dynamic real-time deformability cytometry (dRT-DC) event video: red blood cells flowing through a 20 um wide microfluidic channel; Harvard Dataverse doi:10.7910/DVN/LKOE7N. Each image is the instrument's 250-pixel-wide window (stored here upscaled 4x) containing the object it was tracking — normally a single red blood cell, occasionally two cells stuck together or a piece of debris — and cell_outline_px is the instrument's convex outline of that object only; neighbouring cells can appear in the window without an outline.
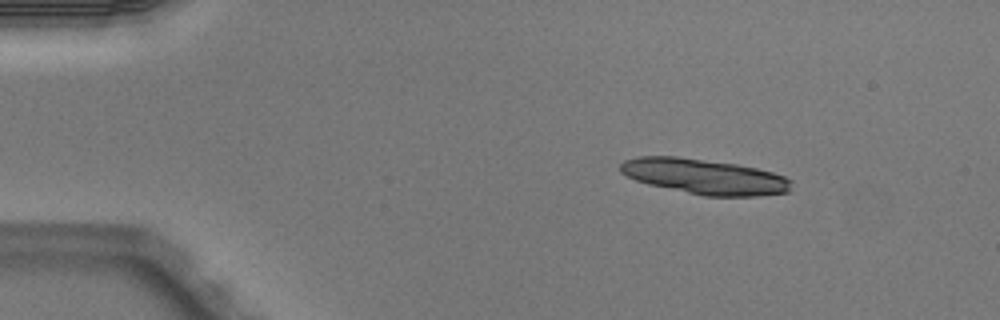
{"species": "Egyptian fruit bat (a non-hibernating species)", "species_latin": "Rousettus aegyptiacus", "temperature_condition": "warm", "stored_images_in_passage": 2, "camera_frame_rate_fps": 3000, "um_per_image_px": 0.085, "animal": {"sex": "male"}, "frame": {"image": 1, "passage_image": 1, "time_ms": 0.0, "image_size_px": [1000, 320], "cell_outline_px": [[792, 180], [788, 192], [756, 196], [704, 196], [648, 184], [636, 180], [620, 172], [620, 164], [624, 160], [636, 156], [676, 156], [736, 164], [756, 168], [772, 172], [784, 176]], "centroid_in_image_um": [59.86, 15.0], "position_along_channel_um": 25.1, "area_um2": 35.03}}